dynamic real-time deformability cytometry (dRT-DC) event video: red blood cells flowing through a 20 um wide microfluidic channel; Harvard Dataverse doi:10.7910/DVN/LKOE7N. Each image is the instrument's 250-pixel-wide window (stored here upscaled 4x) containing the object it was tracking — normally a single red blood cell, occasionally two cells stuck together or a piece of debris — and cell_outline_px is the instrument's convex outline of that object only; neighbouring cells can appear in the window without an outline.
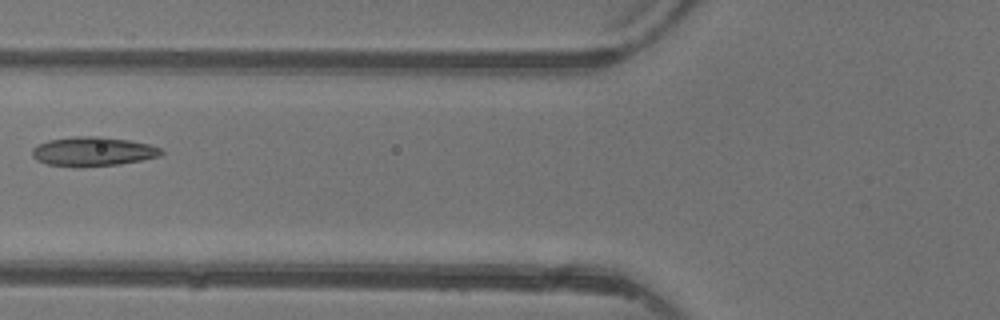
{"species": "common noctule bat (a hibernating species)", "species_latin": "Nyctalus noctula", "temperature_condition": "warm", "stored_images_in_passage": 5, "camera_frame_rate_fps": 3000, "um_per_image_px": 0.085, "animal": {"sex": "female"}, "frame": {"image": 1, "passage_image": 5, "time_ms": 4.667, "image_size_px": [1000, 320], "cell_outline_px": [[164, 152], [160, 156], [120, 164], [76, 168], [48, 164], [36, 160], [32, 156], [32, 148], [48, 140], [72, 136], [100, 136], [128, 140], [148, 144], [160, 148]], "centroid_in_image_um": [7.87, 12.88], "position_along_channel_um": 117.9, "area_um2": 22.14}}